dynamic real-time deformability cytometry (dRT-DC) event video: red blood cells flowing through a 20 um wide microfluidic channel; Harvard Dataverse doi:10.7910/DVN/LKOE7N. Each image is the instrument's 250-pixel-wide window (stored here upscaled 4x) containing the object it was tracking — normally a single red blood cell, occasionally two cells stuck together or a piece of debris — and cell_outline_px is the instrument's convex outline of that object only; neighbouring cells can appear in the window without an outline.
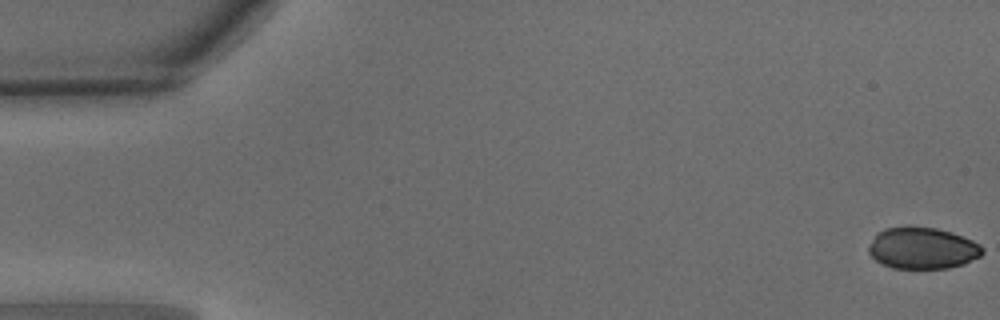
{"species": "common noctule bat (a hibernating species)", "species_latin": "Nyctalus noctula", "temperature_condition": "warm", "stored_images_in_passage": 50, "camera_frame_rate_fps": 3000, "um_per_image_px": 0.085, "animal": {"sex": "male", "body_mass_g": 15.6}, "frame": {"image": 1, "passage_image": 1, "time_ms": 0.0, "image_size_px": [1000, 320], "cell_outline_px": [[984, 252], [980, 256], [964, 264], [948, 268], [892, 268], [876, 260], [868, 252], [868, 248], [876, 232], [884, 228], [908, 224], [936, 228], [952, 232], [972, 240], [980, 244], [984, 248]], "centroid_in_image_um": [78.4, 21.06], "position_along_channel_um": 6.6, "area_um2": 28.03}}
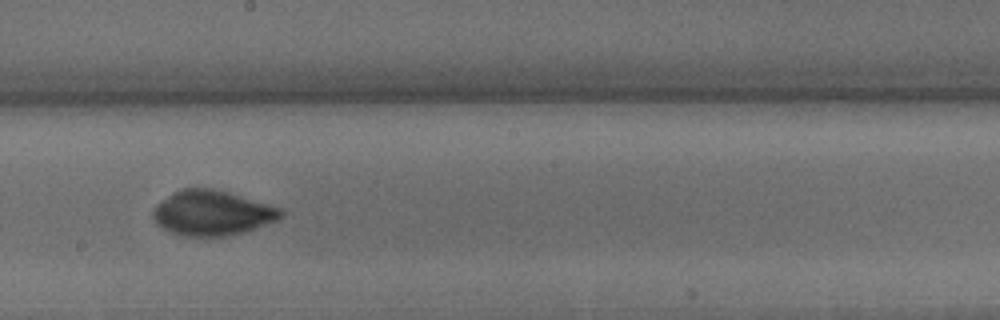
{"frame": {"image": 2, "passage_image": 28, "time_ms": 9.0, "image_size_px": [1000, 320], "cell_outline_px": [[284, 216], [276, 220], [256, 228], [244, 232], [224, 236], [184, 236], [172, 232], [156, 224], [152, 216], [152, 212], [156, 204], [172, 192], [184, 188], [212, 188], [228, 192], [280, 208], [284, 212]], "centroid_in_image_um": [18.01, 18.1], "position_along_channel_um": 230.2, "area_um2": 33.35}}
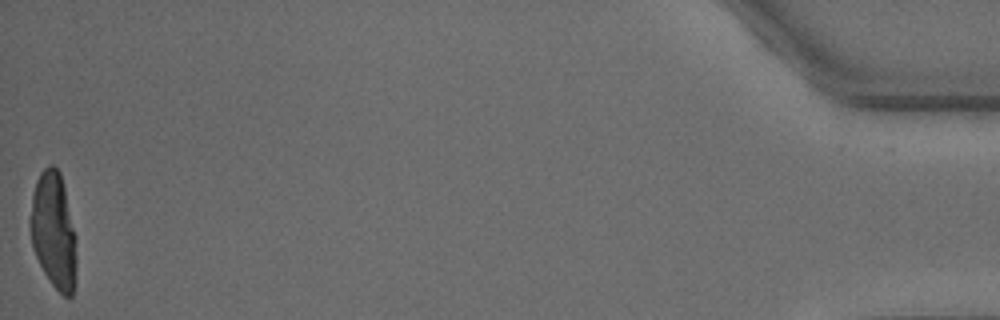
{"frame": {"image": 3, "passage_image": 50, "time_ms": 16.333, "image_size_px": [1000, 320], "cell_outline_px": [[76, 272], [72, 296], [68, 300], [52, 284], [44, 272], [36, 256], [32, 244], [28, 224], [28, 220], [32, 196], [36, 180], [40, 172], [48, 164], [52, 164], [60, 172], [76, 236]], "centroid_in_image_um": [4.54, 19.61], "position_along_channel_um": 430.7, "area_um2": 31.62}}